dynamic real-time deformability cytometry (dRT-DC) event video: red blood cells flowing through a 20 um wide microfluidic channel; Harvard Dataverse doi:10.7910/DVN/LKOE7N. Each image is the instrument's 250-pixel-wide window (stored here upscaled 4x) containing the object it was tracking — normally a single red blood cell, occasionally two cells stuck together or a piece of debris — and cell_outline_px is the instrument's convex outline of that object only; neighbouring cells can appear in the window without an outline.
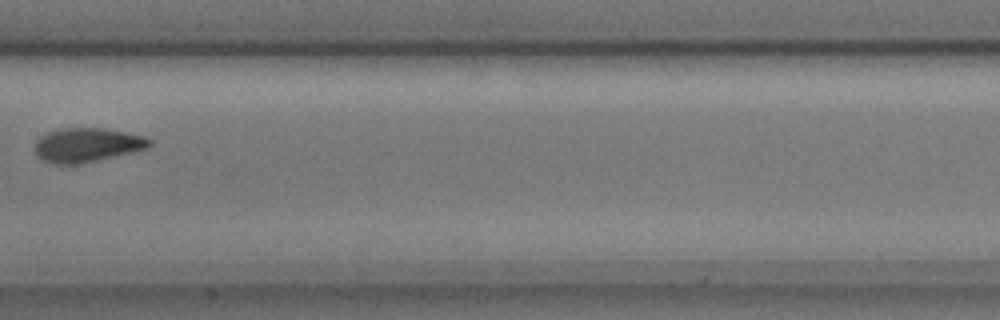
{"species": "common noctule bat (a hibernating species)", "species_latin": "Nyctalus noctula", "temperature_condition": "cold", "stored_images_in_passage": 9, "camera_frame_rate_fps": 3000, "um_per_image_px": 0.085, "animal": {"sex": "male", "body_mass_g": 17.9, "forearm_length_mm": 54.2}, "frame": {"image": 1, "passage_image": 6, "time_ms": 1.667, "image_size_px": [1000, 320], "cell_outline_px": [[152, 144], [148, 148], [96, 160], [76, 164], [56, 164], [44, 160], [36, 156], [32, 148], [36, 140], [40, 136], [48, 132], [60, 128], [104, 128], [128, 132], [144, 136], [152, 140]], "centroid_in_image_um": [7.36, 12.3], "position_along_channel_um": 200.0, "area_um2": 22.89}}
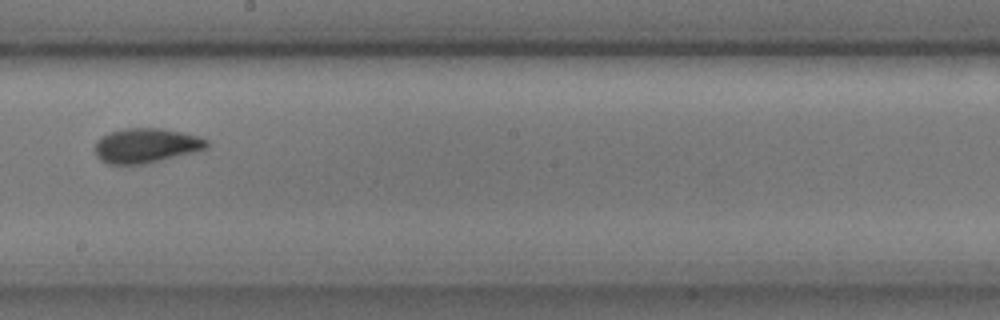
{"frame": {"image": 2, "passage_image": 7, "time_ms": 2.0, "image_size_px": [1000, 320], "cell_outline_px": [[208, 148], [196, 152], [144, 164], [108, 164], [100, 160], [96, 156], [96, 140], [108, 132], [124, 128], [160, 128], [184, 132], [200, 136], [208, 140]], "centroid_in_image_um": [12.44, 12.36], "position_along_channel_um": 235.8, "area_um2": 22.83}}
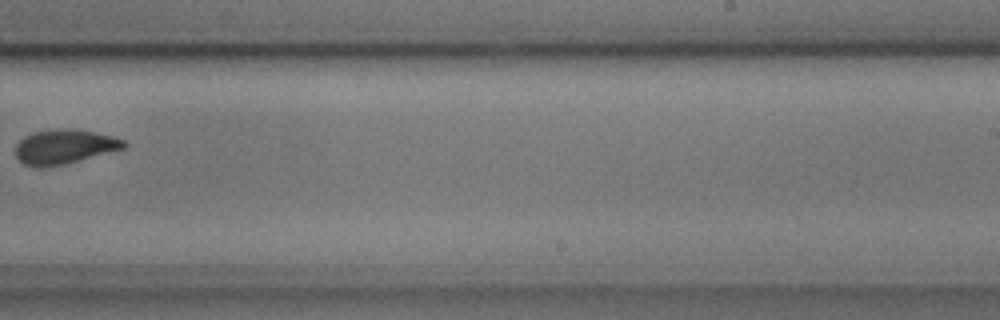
{"frame": {"image": 3, "passage_image": 8, "time_ms": 2.333, "image_size_px": [1000, 320], "cell_outline_px": [[128, 144], [124, 148], [64, 164], [48, 168], [32, 168], [24, 164], [16, 156], [16, 144], [24, 136], [36, 132], [64, 128], [72, 128], [112, 136], [124, 140]], "centroid_in_image_um": [5.44, 12.49], "position_along_channel_um": 283.6, "area_um2": 21.68}}